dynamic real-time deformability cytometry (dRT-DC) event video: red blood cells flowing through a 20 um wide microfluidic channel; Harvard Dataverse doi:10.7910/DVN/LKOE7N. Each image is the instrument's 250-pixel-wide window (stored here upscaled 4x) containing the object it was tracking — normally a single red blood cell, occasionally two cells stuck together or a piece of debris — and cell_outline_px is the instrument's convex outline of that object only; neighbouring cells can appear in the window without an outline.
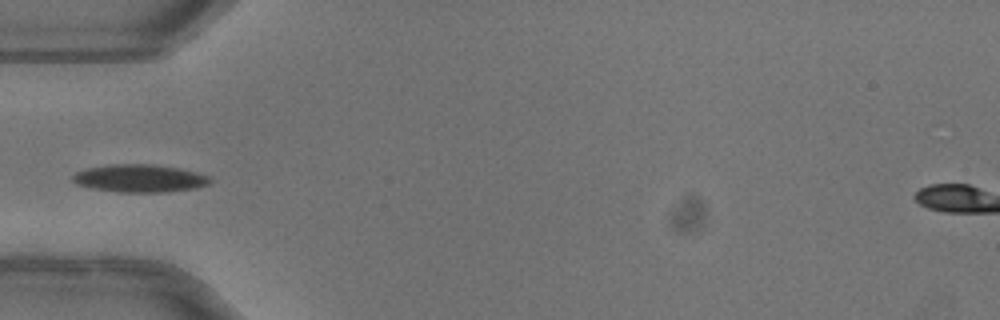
{"species": "common noctule bat (a hibernating species)", "species_latin": "Nyctalus noctula", "temperature_condition": "warm", "stored_images_in_passage": 35, "camera_frame_rate_fps": 3000, "um_per_image_px": 0.085, "animal": {"sex": "female"}, "frame": {"image": 1, "passage_image": 1, "time_ms": 0.0, "image_size_px": [1000, 320], "cell_outline_px": [[212, 180], [208, 184], [196, 188], [168, 192], [120, 192], [92, 188], [76, 184], [72, 180], [72, 176], [76, 172], [88, 168], [108, 164], [152, 164], [180, 168], [196, 172], [208, 176]], "centroid_in_image_um": [11.87, 15.15], "position_along_channel_um": 73.1, "area_um2": 22.25}}